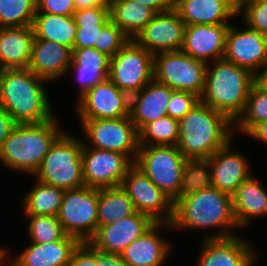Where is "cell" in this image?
Wrapping results in <instances>:
<instances>
[{"mask_svg":"<svg viewBox=\"0 0 267 266\" xmlns=\"http://www.w3.org/2000/svg\"><path fill=\"white\" fill-rule=\"evenodd\" d=\"M34 39L32 26L0 27V70L27 68Z\"/></svg>","mask_w":267,"mask_h":266,"instance_id":"obj_26","label":"cell"},{"mask_svg":"<svg viewBox=\"0 0 267 266\" xmlns=\"http://www.w3.org/2000/svg\"><path fill=\"white\" fill-rule=\"evenodd\" d=\"M130 39L131 38L111 21L99 34L98 44H95L94 48L112 58L130 41Z\"/></svg>","mask_w":267,"mask_h":266,"instance_id":"obj_38","label":"cell"},{"mask_svg":"<svg viewBox=\"0 0 267 266\" xmlns=\"http://www.w3.org/2000/svg\"><path fill=\"white\" fill-rule=\"evenodd\" d=\"M63 133L55 117L41 123L17 124L0 149V161L10 169L34 175Z\"/></svg>","mask_w":267,"mask_h":266,"instance_id":"obj_5","label":"cell"},{"mask_svg":"<svg viewBox=\"0 0 267 266\" xmlns=\"http://www.w3.org/2000/svg\"><path fill=\"white\" fill-rule=\"evenodd\" d=\"M97 208V188L65 190L58 220L67 235L88 243L97 231Z\"/></svg>","mask_w":267,"mask_h":266,"instance_id":"obj_9","label":"cell"},{"mask_svg":"<svg viewBox=\"0 0 267 266\" xmlns=\"http://www.w3.org/2000/svg\"><path fill=\"white\" fill-rule=\"evenodd\" d=\"M257 80L267 89V67L263 70Z\"/></svg>","mask_w":267,"mask_h":266,"instance_id":"obj_50","label":"cell"},{"mask_svg":"<svg viewBox=\"0 0 267 266\" xmlns=\"http://www.w3.org/2000/svg\"><path fill=\"white\" fill-rule=\"evenodd\" d=\"M162 227L173 229L170 223H155L120 253L129 266H162L171 250V244L158 236Z\"/></svg>","mask_w":267,"mask_h":266,"instance_id":"obj_23","label":"cell"},{"mask_svg":"<svg viewBox=\"0 0 267 266\" xmlns=\"http://www.w3.org/2000/svg\"><path fill=\"white\" fill-rule=\"evenodd\" d=\"M74 68L76 77L81 84L78 100L97 84L108 79L109 70L81 69V66H69Z\"/></svg>","mask_w":267,"mask_h":266,"instance_id":"obj_42","label":"cell"},{"mask_svg":"<svg viewBox=\"0 0 267 266\" xmlns=\"http://www.w3.org/2000/svg\"><path fill=\"white\" fill-rule=\"evenodd\" d=\"M153 67L154 55L130 39L110 58L108 78L131 96L154 79Z\"/></svg>","mask_w":267,"mask_h":266,"instance_id":"obj_10","label":"cell"},{"mask_svg":"<svg viewBox=\"0 0 267 266\" xmlns=\"http://www.w3.org/2000/svg\"><path fill=\"white\" fill-rule=\"evenodd\" d=\"M73 17L77 26L73 49L94 48L99 34L111 22L110 10L101 6L76 10Z\"/></svg>","mask_w":267,"mask_h":266,"instance_id":"obj_30","label":"cell"},{"mask_svg":"<svg viewBox=\"0 0 267 266\" xmlns=\"http://www.w3.org/2000/svg\"><path fill=\"white\" fill-rule=\"evenodd\" d=\"M231 196L238 228L250 224L251 217L267 215V192L253 175L240 184Z\"/></svg>","mask_w":267,"mask_h":266,"instance_id":"obj_27","label":"cell"},{"mask_svg":"<svg viewBox=\"0 0 267 266\" xmlns=\"http://www.w3.org/2000/svg\"><path fill=\"white\" fill-rule=\"evenodd\" d=\"M136 212L133 202L121 186L98 189L97 228Z\"/></svg>","mask_w":267,"mask_h":266,"instance_id":"obj_31","label":"cell"},{"mask_svg":"<svg viewBox=\"0 0 267 266\" xmlns=\"http://www.w3.org/2000/svg\"><path fill=\"white\" fill-rule=\"evenodd\" d=\"M75 11L74 0H36V13L72 16Z\"/></svg>","mask_w":267,"mask_h":266,"instance_id":"obj_43","label":"cell"},{"mask_svg":"<svg viewBox=\"0 0 267 266\" xmlns=\"http://www.w3.org/2000/svg\"><path fill=\"white\" fill-rule=\"evenodd\" d=\"M29 219L28 235L30 243H50L64 238V232L58 216L26 215Z\"/></svg>","mask_w":267,"mask_h":266,"instance_id":"obj_37","label":"cell"},{"mask_svg":"<svg viewBox=\"0 0 267 266\" xmlns=\"http://www.w3.org/2000/svg\"><path fill=\"white\" fill-rule=\"evenodd\" d=\"M65 190L36 181L23 198L26 215L58 216Z\"/></svg>","mask_w":267,"mask_h":266,"instance_id":"obj_32","label":"cell"},{"mask_svg":"<svg viewBox=\"0 0 267 266\" xmlns=\"http://www.w3.org/2000/svg\"><path fill=\"white\" fill-rule=\"evenodd\" d=\"M72 50L53 41L34 39L28 69L47 81L62 77L69 70Z\"/></svg>","mask_w":267,"mask_h":266,"instance_id":"obj_25","label":"cell"},{"mask_svg":"<svg viewBox=\"0 0 267 266\" xmlns=\"http://www.w3.org/2000/svg\"><path fill=\"white\" fill-rule=\"evenodd\" d=\"M230 146L231 142L207 160L210 164L212 186L232 195L251 173L245 156L232 151Z\"/></svg>","mask_w":267,"mask_h":266,"instance_id":"obj_20","label":"cell"},{"mask_svg":"<svg viewBox=\"0 0 267 266\" xmlns=\"http://www.w3.org/2000/svg\"><path fill=\"white\" fill-rule=\"evenodd\" d=\"M81 242L72 236L50 243H31L8 266H68Z\"/></svg>","mask_w":267,"mask_h":266,"instance_id":"obj_24","label":"cell"},{"mask_svg":"<svg viewBox=\"0 0 267 266\" xmlns=\"http://www.w3.org/2000/svg\"><path fill=\"white\" fill-rule=\"evenodd\" d=\"M207 64L200 102L226 115L233 123L243 113L251 85L257 78L224 58Z\"/></svg>","mask_w":267,"mask_h":266,"instance_id":"obj_4","label":"cell"},{"mask_svg":"<svg viewBox=\"0 0 267 266\" xmlns=\"http://www.w3.org/2000/svg\"><path fill=\"white\" fill-rule=\"evenodd\" d=\"M88 147L119 152L135 162L139 132L130 116L117 119L81 120ZM132 155V156H131Z\"/></svg>","mask_w":267,"mask_h":266,"instance_id":"obj_11","label":"cell"},{"mask_svg":"<svg viewBox=\"0 0 267 266\" xmlns=\"http://www.w3.org/2000/svg\"><path fill=\"white\" fill-rule=\"evenodd\" d=\"M186 161L176 145H139L134 165L175 203Z\"/></svg>","mask_w":267,"mask_h":266,"instance_id":"obj_7","label":"cell"},{"mask_svg":"<svg viewBox=\"0 0 267 266\" xmlns=\"http://www.w3.org/2000/svg\"><path fill=\"white\" fill-rule=\"evenodd\" d=\"M36 0H0V27L32 26Z\"/></svg>","mask_w":267,"mask_h":266,"instance_id":"obj_36","label":"cell"},{"mask_svg":"<svg viewBox=\"0 0 267 266\" xmlns=\"http://www.w3.org/2000/svg\"><path fill=\"white\" fill-rule=\"evenodd\" d=\"M28 68L0 70V104L17 124L51 120V103L42 82Z\"/></svg>","mask_w":267,"mask_h":266,"instance_id":"obj_1","label":"cell"},{"mask_svg":"<svg viewBox=\"0 0 267 266\" xmlns=\"http://www.w3.org/2000/svg\"><path fill=\"white\" fill-rule=\"evenodd\" d=\"M32 28L35 38L53 41L73 49L77 33L73 15L36 13Z\"/></svg>","mask_w":267,"mask_h":266,"instance_id":"obj_28","label":"cell"},{"mask_svg":"<svg viewBox=\"0 0 267 266\" xmlns=\"http://www.w3.org/2000/svg\"><path fill=\"white\" fill-rule=\"evenodd\" d=\"M121 187L137 212L149 216L155 223L171 224L174 217L173 201L135 165L128 170Z\"/></svg>","mask_w":267,"mask_h":266,"instance_id":"obj_13","label":"cell"},{"mask_svg":"<svg viewBox=\"0 0 267 266\" xmlns=\"http://www.w3.org/2000/svg\"><path fill=\"white\" fill-rule=\"evenodd\" d=\"M69 66H81V69L109 70L110 57L99 52L96 48L72 49Z\"/></svg>","mask_w":267,"mask_h":266,"instance_id":"obj_40","label":"cell"},{"mask_svg":"<svg viewBox=\"0 0 267 266\" xmlns=\"http://www.w3.org/2000/svg\"><path fill=\"white\" fill-rule=\"evenodd\" d=\"M172 89L154 79L130 96V119L138 132L148 123L168 115Z\"/></svg>","mask_w":267,"mask_h":266,"instance_id":"obj_22","label":"cell"},{"mask_svg":"<svg viewBox=\"0 0 267 266\" xmlns=\"http://www.w3.org/2000/svg\"><path fill=\"white\" fill-rule=\"evenodd\" d=\"M68 266H97V250L89 243H81L74 251Z\"/></svg>","mask_w":267,"mask_h":266,"instance_id":"obj_44","label":"cell"},{"mask_svg":"<svg viewBox=\"0 0 267 266\" xmlns=\"http://www.w3.org/2000/svg\"><path fill=\"white\" fill-rule=\"evenodd\" d=\"M172 227L222 229L215 234H208L206 239H225L236 236L229 231L231 227L238 228L232 207V196L211 186L185 197L174 203Z\"/></svg>","mask_w":267,"mask_h":266,"instance_id":"obj_2","label":"cell"},{"mask_svg":"<svg viewBox=\"0 0 267 266\" xmlns=\"http://www.w3.org/2000/svg\"><path fill=\"white\" fill-rule=\"evenodd\" d=\"M249 28L267 35V2H238V14Z\"/></svg>","mask_w":267,"mask_h":266,"instance_id":"obj_39","label":"cell"},{"mask_svg":"<svg viewBox=\"0 0 267 266\" xmlns=\"http://www.w3.org/2000/svg\"><path fill=\"white\" fill-rule=\"evenodd\" d=\"M83 140L63 133L51 146L40 167L34 173L37 180L63 190L82 188Z\"/></svg>","mask_w":267,"mask_h":266,"instance_id":"obj_6","label":"cell"},{"mask_svg":"<svg viewBox=\"0 0 267 266\" xmlns=\"http://www.w3.org/2000/svg\"><path fill=\"white\" fill-rule=\"evenodd\" d=\"M97 266H129L120 254L104 253L97 250Z\"/></svg>","mask_w":267,"mask_h":266,"instance_id":"obj_46","label":"cell"},{"mask_svg":"<svg viewBox=\"0 0 267 266\" xmlns=\"http://www.w3.org/2000/svg\"><path fill=\"white\" fill-rule=\"evenodd\" d=\"M16 125L11 115L0 104V149Z\"/></svg>","mask_w":267,"mask_h":266,"instance_id":"obj_45","label":"cell"},{"mask_svg":"<svg viewBox=\"0 0 267 266\" xmlns=\"http://www.w3.org/2000/svg\"><path fill=\"white\" fill-rule=\"evenodd\" d=\"M233 126L226 115L199 102L179 120L178 150L187 160L208 159L232 142Z\"/></svg>","mask_w":267,"mask_h":266,"instance_id":"obj_3","label":"cell"},{"mask_svg":"<svg viewBox=\"0 0 267 266\" xmlns=\"http://www.w3.org/2000/svg\"><path fill=\"white\" fill-rule=\"evenodd\" d=\"M7 249L0 247V265L3 263V261L7 258Z\"/></svg>","mask_w":267,"mask_h":266,"instance_id":"obj_51","label":"cell"},{"mask_svg":"<svg viewBox=\"0 0 267 266\" xmlns=\"http://www.w3.org/2000/svg\"><path fill=\"white\" fill-rule=\"evenodd\" d=\"M185 27L184 21L172 8L156 13L133 40L153 55L178 51L183 46Z\"/></svg>","mask_w":267,"mask_h":266,"instance_id":"obj_16","label":"cell"},{"mask_svg":"<svg viewBox=\"0 0 267 266\" xmlns=\"http://www.w3.org/2000/svg\"><path fill=\"white\" fill-rule=\"evenodd\" d=\"M211 186V170L208 160H187L182 170L178 199L201 190H206Z\"/></svg>","mask_w":267,"mask_h":266,"instance_id":"obj_35","label":"cell"},{"mask_svg":"<svg viewBox=\"0 0 267 266\" xmlns=\"http://www.w3.org/2000/svg\"><path fill=\"white\" fill-rule=\"evenodd\" d=\"M231 24L186 25L182 51L194 59L209 63L224 58L226 36Z\"/></svg>","mask_w":267,"mask_h":266,"instance_id":"obj_18","label":"cell"},{"mask_svg":"<svg viewBox=\"0 0 267 266\" xmlns=\"http://www.w3.org/2000/svg\"><path fill=\"white\" fill-rule=\"evenodd\" d=\"M207 63L190 57L182 50L154 55L153 76L172 90L190 92L201 97L205 87Z\"/></svg>","mask_w":267,"mask_h":266,"instance_id":"obj_8","label":"cell"},{"mask_svg":"<svg viewBox=\"0 0 267 266\" xmlns=\"http://www.w3.org/2000/svg\"><path fill=\"white\" fill-rule=\"evenodd\" d=\"M150 141V142H149ZM179 120L166 115L146 124L139 131V145H178Z\"/></svg>","mask_w":267,"mask_h":266,"instance_id":"obj_34","label":"cell"},{"mask_svg":"<svg viewBox=\"0 0 267 266\" xmlns=\"http://www.w3.org/2000/svg\"><path fill=\"white\" fill-rule=\"evenodd\" d=\"M200 102V98L193 93L173 90L168 103V116L180 120Z\"/></svg>","mask_w":267,"mask_h":266,"instance_id":"obj_41","label":"cell"},{"mask_svg":"<svg viewBox=\"0 0 267 266\" xmlns=\"http://www.w3.org/2000/svg\"><path fill=\"white\" fill-rule=\"evenodd\" d=\"M242 239L238 235L225 239L205 238L196 266H253L257 259L255 250Z\"/></svg>","mask_w":267,"mask_h":266,"instance_id":"obj_19","label":"cell"},{"mask_svg":"<svg viewBox=\"0 0 267 266\" xmlns=\"http://www.w3.org/2000/svg\"><path fill=\"white\" fill-rule=\"evenodd\" d=\"M152 8L156 13L174 8V0H131Z\"/></svg>","mask_w":267,"mask_h":266,"instance_id":"obj_47","label":"cell"},{"mask_svg":"<svg viewBox=\"0 0 267 266\" xmlns=\"http://www.w3.org/2000/svg\"><path fill=\"white\" fill-rule=\"evenodd\" d=\"M83 140L82 170L84 185L103 189L121 186L134 162L124 154L86 146Z\"/></svg>","mask_w":267,"mask_h":266,"instance_id":"obj_12","label":"cell"},{"mask_svg":"<svg viewBox=\"0 0 267 266\" xmlns=\"http://www.w3.org/2000/svg\"><path fill=\"white\" fill-rule=\"evenodd\" d=\"M174 9L185 25L229 24L238 15V0H174Z\"/></svg>","mask_w":267,"mask_h":266,"instance_id":"obj_21","label":"cell"},{"mask_svg":"<svg viewBox=\"0 0 267 266\" xmlns=\"http://www.w3.org/2000/svg\"><path fill=\"white\" fill-rule=\"evenodd\" d=\"M247 135L267 143V121L255 125Z\"/></svg>","mask_w":267,"mask_h":266,"instance_id":"obj_49","label":"cell"},{"mask_svg":"<svg viewBox=\"0 0 267 266\" xmlns=\"http://www.w3.org/2000/svg\"><path fill=\"white\" fill-rule=\"evenodd\" d=\"M224 59L247 69L258 78L267 67V35L248 26L239 30L230 25L226 36Z\"/></svg>","mask_w":267,"mask_h":266,"instance_id":"obj_14","label":"cell"},{"mask_svg":"<svg viewBox=\"0 0 267 266\" xmlns=\"http://www.w3.org/2000/svg\"><path fill=\"white\" fill-rule=\"evenodd\" d=\"M238 2H267V0H238Z\"/></svg>","mask_w":267,"mask_h":266,"instance_id":"obj_52","label":"cell"},{"mask_svg":"<svg viewBox=\"0 0 267 266\" xmlns=\"http://www.w3.org/2000/svg\"><path fill=\"white\" fill-rule=\"evenodd\" d=\"M113 2L114 0H74L76 10L92 8L95 6H101L111 10Z\"/></svg>","mask_w":267,"mask_h":266,"instance_id":"obj_48","label":"cell"},{"mask_svg":"<svg viewBox=\"0 0 267 266\" xmlns=\"http://www.w3.org/2000/svg\"><path fill=\"white\" fill-rule=\"evenodd\" d=\"M267 121V89L258 80L250 87L243 113L234 122L245 135L257 124Z\"/></svg>","mask_w":267,"mask_h":266,"instance_id":"obj_33","label":"cell"},{"mask_svg":"<svg viewBox=\"0 0 267 266\" xmlns=\"http://www.w3.org/2000/svg\"><path fill=\"white\" fill-rule=\"evenodd\" d=\"M154 224L155 222L149 216L136 212L112 224L98 227L88 243L98 251L120 254Z\"/></svg>","mask_w":267,"mask_h":266,"instance_id":"obj_17","label":"cell"},{"mask_svg":"<svg viewBox=\"0 0 267 266\" xmlns=\"http://www.w3.org/2000/svg\"><path fill=\"white\" fill-rule=\"evenodd\" d=\"M156 15V12L131 0H114L110 10V19L129 38L133 39Z\"/></svg>","mask_w":267,"mask_h":266,"instance_id":"obj_29","label":"cell"},{"mask_svg":"<svg viewBox=\"0 0 267 266\" xmlns=\"http://www.w3.org/2000/svg\"><path fill=\"white\" fill-rule=\"evenodd\" d=\"M77 105L81 120L130 116V95L120 90L109 78L90 89Z\"/></svg>","mask_w":267,"mask_h":266,"instance_id":"obj_15","label":"cell"}]
</instances>
